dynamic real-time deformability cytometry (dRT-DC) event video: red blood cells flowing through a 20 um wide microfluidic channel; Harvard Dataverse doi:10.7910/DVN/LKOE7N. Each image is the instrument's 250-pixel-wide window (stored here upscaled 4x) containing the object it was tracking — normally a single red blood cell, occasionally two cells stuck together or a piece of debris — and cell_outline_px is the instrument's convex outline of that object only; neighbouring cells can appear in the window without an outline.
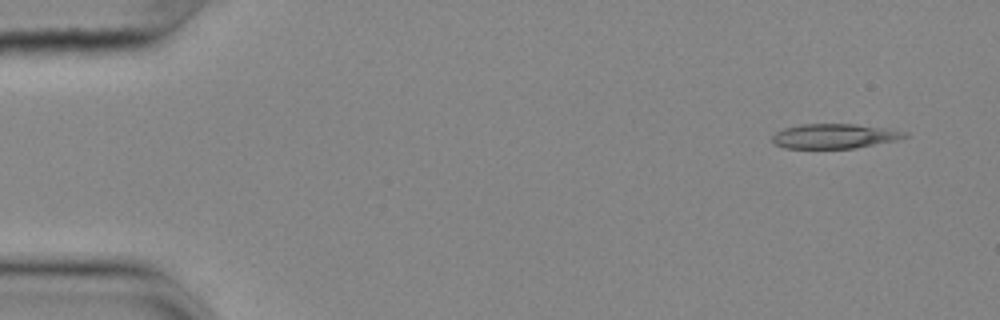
{"species": "common noctule bat (a hibernating species)", "species_latin": "Nyctalus noctula", "temperature_condition": "cold", "stored_images_in_passage": 53, "camera_frame_rate_fps": 3000, "um_per_image_px": 0.085, "animal": {"sex": "female", "body_mass_g": 25.1}, "frame": {"image": 1, "passage_image": 3, "time_ms": 0.667, "image_size_px": [1000, 320], "cell_outline_px": [[908, 136], [896, 140], [856, 148], [784, 148], [776, 144], [772, 140], [772, 136], [776, 132], [784, 128], [800, 124], [856, 124], [888, 128], [908, 132]], "centroid_in_image_um": [70.95, 11.56], "position_along_channel_um": 14.1, "area_um2": 19.07}}
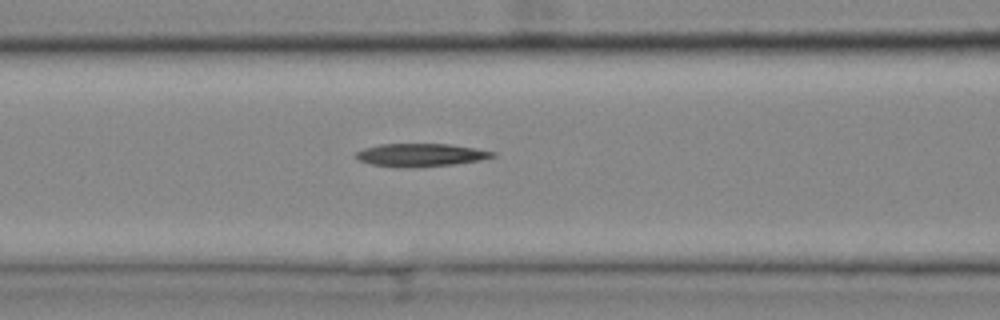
{"frame": {"image": 2, "passage_image": 22, "time_ms": 7.0, "image_size_px": [1000, 320], "cell_outline_px": [[496, 156], [456, 164], [396, 168], [372, 164], [360, 160], [356, 156], [356, 152], [364, 148], [380, 144], [448, 144], [496, 152]], "centroid_in_image_um": [35.72, 13.17], "position_along_channel_um": 130.9, "area_um2": 17.98}}
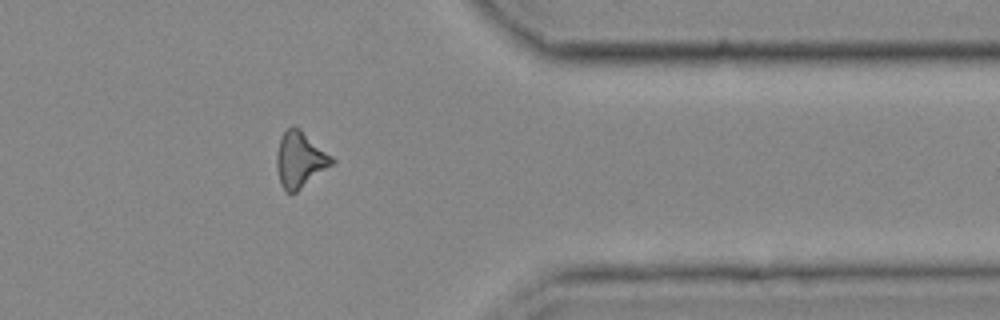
{"frame": {"image": 3, "passage_image": 44, "time_ms": 14.333, "image_size_px": [1000, 320], "cell_outline_px": [[336, 160], [332, 164], [296, 192], [288, 192], [280, 184], [276, 168], [276, 156], [280, 136], [288, 128], [300, 128], [332, 156]], "centroid_in_image_um": [25.48, 13.56], "position_along_channel_um": 385.9, "area_um2": 17.69}}